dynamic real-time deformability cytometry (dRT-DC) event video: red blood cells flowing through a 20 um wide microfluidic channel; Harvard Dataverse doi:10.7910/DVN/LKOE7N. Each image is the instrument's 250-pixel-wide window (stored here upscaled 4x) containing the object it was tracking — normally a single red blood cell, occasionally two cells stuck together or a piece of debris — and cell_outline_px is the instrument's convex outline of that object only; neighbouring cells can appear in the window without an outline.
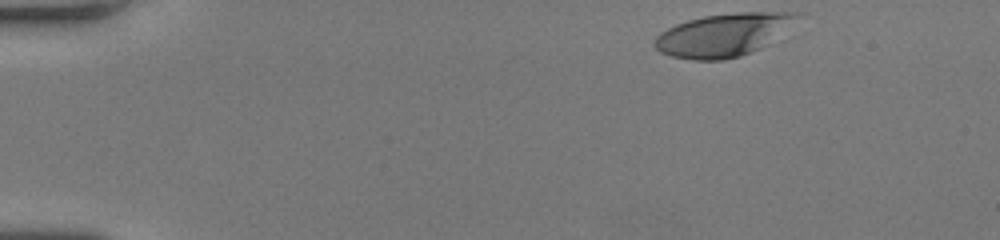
{"species": "human", "species_latin": "Homo sapiens", "temperature_condition": "room temperature", "stored_images_in_passage": 41, "camera_frame_rate_fps": 3000, "um_per_image_px": 0.085, "donor": {"sex": "female"}, "frame": {"image": 1, "passage_image": 1, "time_ms": 0.0, "image_size_px": [1000, 240], "cell_outline_px": [[804, 16], [768, 44], [752, 52], [740, 56], [724, 60], [696, 60], [672, 56], [660, 52], [652, 44], [656, 36], [660, 32], [676, 24], [688, 20], [704, 16], [736, 12], [804, 12]], "centroid_in_image_um": [61.53, 2.95], "position_along_channel_um": 23.5, "area_um2": 35.89}}
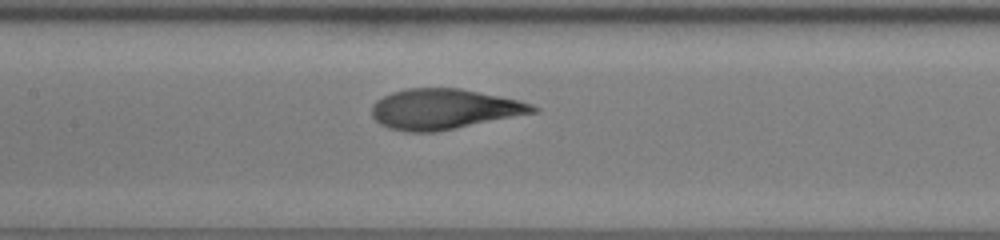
{"frame": {"image": 2, "passage_image": 20, "time_ms": 6.333, "image_size_px": [1000, 240], "cell_outline_px": [[540, 112], [436, 132], [408, 132], [388, 128], [380, 124], [372, 116], [372, 104], [376, 100], [392, 92], [408, 88], [460, 88], [520, 100], [532, 104], [540, 108]], "centroid_in_image_um": [37.78, 9.28], "position_along_channel_um": 169.6, "area_um2": 38.15}}
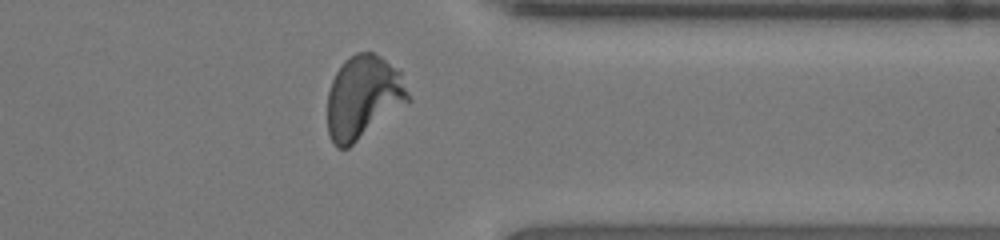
{"frame": {"image": 3, "passage_image": 36, "time_ms": 11.667, "image_size_px": [1000, 240], "cell_outline_px": [[412, 100], [348, 148], [336, 148], [328, 132], [328, 92], [332, 80], [336, 72], [344, 60], [348, 56], [356, 52], [372, 52], [380, 56], [400, 72], [412, 96]], "centroid_in_image_um": [30.89, 8.26], "position_along_channel_um": 380.5, "area_um2": 39.3}, "authors_computed_cell_mechanics": {"area_um2": 37.4544, "velocity_mm_per_s": 4.0396, "shape_relaxation_time_tau1_ms": 4.1293, "shape_relaxation_time_tau2_ms": null, "deformation_change_tau1": 0.225, "deformation_change_tau2": null}}